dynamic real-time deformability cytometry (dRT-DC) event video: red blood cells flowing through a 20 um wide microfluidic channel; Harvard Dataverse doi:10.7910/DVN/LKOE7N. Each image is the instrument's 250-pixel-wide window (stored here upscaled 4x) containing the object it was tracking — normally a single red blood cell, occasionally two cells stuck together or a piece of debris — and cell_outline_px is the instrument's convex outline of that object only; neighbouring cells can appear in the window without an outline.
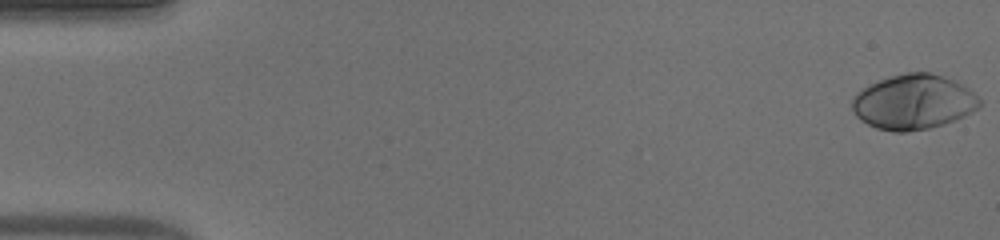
{"species": "human", "species_latin": "Homo sapiens", "temperature_condition": "warm", "stored_images_in_passage": 53, "camera_frame_rate_fps": 3000, "um_per_image_px": 0.085, "donor": {"sex": "male"}, "frame": {"image": 1, "passage_image": 1, "time_ms": 0.0, "image_size_px": [1000, 240], "cell_outline_px": [[980, 108], [964, 116], [944, 124], [928, 128], [908, 132], [892, 132], [876, 128], [860, 120], [856, 116], [852, 108], [852, 96], [856, 92], [880, 80], [904, 72], [928, 72], [944, 76], [956, 80], [968, 88], [980, 100]], "centroid_in_image_um": [77.64, 8.67], "position_along_channel_um": 7.4, "area_um2": 40.86}}
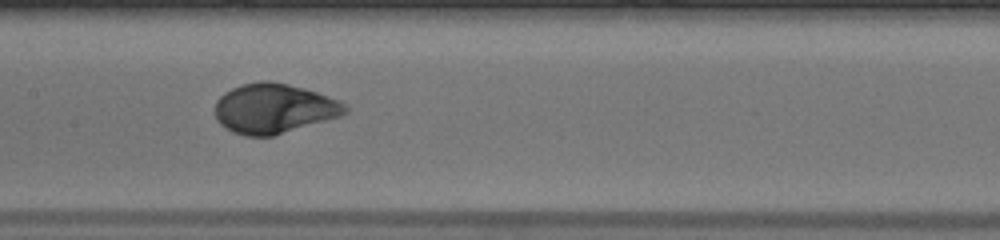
{"frame": {"image": 2, "passage_image": 27, "time_ms": 8.667, "image_size_px": [1000, 240], "cell_outline_px": [[348, 112], [340, 116], [272, 136], [244, 136], [232, 132], [220, 124], [216, 120], [216, 100], [224, 92], [240, 84], [260, 80], [268, 80], [288, 84], [304, 88], [340, 100], [348, 108]], "centroid_in_image_um": [23.26, 9.21], "position_along_channel_um": 184.1, "area_um2": 37.8}}
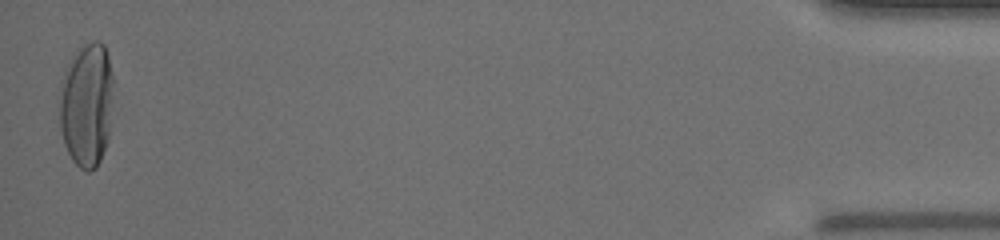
{"frame": {"image": 3, "passage_image": 53, "time_ms": 17.333, "image_size_px": [1000, 240], "cell_outline_px": [[112, 84], [108, 140], [100, 160], [96, 168], [88, 172], [80, 168], [72, 160], [64, 144], [60, 128], [56, 96], [60, 80], [72, 56], [84, 44], [92, 40], [96, 40], [104, 44], [108, 56], [112, 72]], "centroid_in_image_um": [7.3, 8.89], "position_along_channel_um": 427.9, "area_um2": 39.65}, "authors_computed_cell_mechanics": {"area_um2": 37.8012, "velocity_mm_per_s": 3.8723, "shape_relaxation_time_tau1_ms": 3.7957, "shape_relaxation_time_tau2_ms": null, "deformation_change_tau1": 0.2279, "deformation_change_tau2": null}}